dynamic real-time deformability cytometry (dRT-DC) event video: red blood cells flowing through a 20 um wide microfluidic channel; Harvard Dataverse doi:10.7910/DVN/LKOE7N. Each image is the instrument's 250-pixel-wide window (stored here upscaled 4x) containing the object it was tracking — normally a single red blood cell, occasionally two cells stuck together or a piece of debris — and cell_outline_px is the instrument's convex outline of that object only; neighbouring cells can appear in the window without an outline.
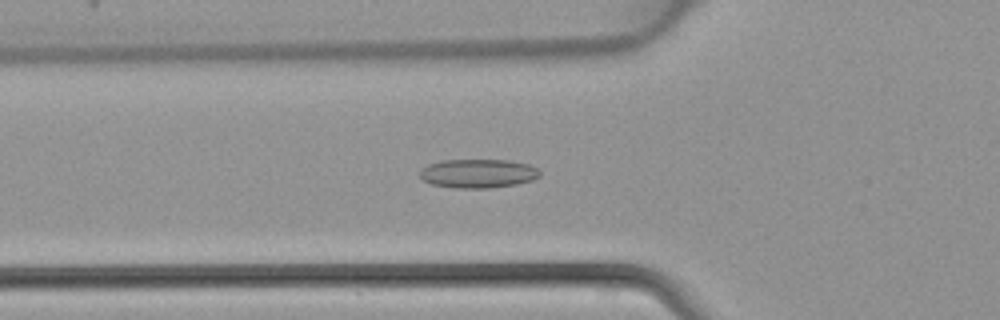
{"species": "common noctule bat (a hibernating species)", "species_latin": "Nyctalus noctula", "temperature_condition": "warm", "stored_images_in_passage": 45, "camera_frame_rate_fps": 3000, "um_per_image_px": 0.085, "animal": {"sex": "female", "body_mass_g": 22.7, "forearm_length_mm": 54.2}, "frame": {"image": 1, "passage_image": 16, "time_ms": 5.0, "image_size_px": [1000, 320], "cell_outline_px": [[540, 176], [532, 180], [516, 184], [488, 188], [456, 188], [432, 184], [420, 180], [420, 168], [428, 164], [440, 160], [508, 160], [528, 164], [536, 168], [540, 172]], "centroid_in_image_um": [40.59, 14.74], "position_along_channel_um": 85.2, "area_um2": 20.29}}
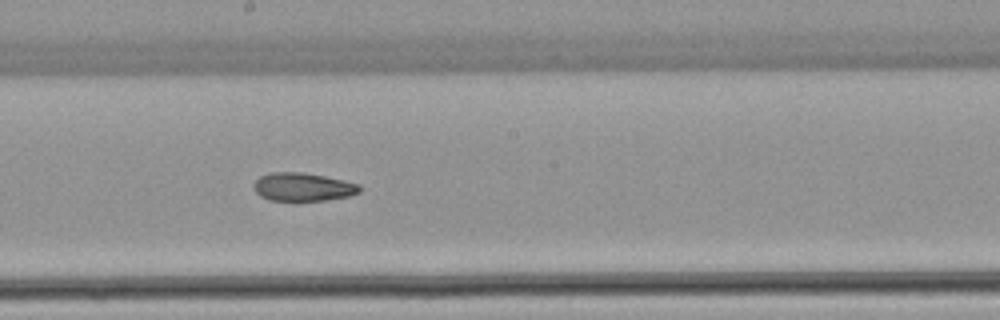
{"frame": {"image": 2, "passage_image": 25, "time_ms": 8.0, "image_size_px": [1000, 320], "cell_outline_px": [[360, 192], [348, 196], [324, 200], [268, 200], [260, 196], [256, 192], [256, 180], [260, 176], [268, 172], [300, 172], [324, 176], [344, 180], [360, 184]], "centroid_in_image_um": [25.76, 15.88], "position_along_channel_um": 222.4, "area_um2": 17.22}}
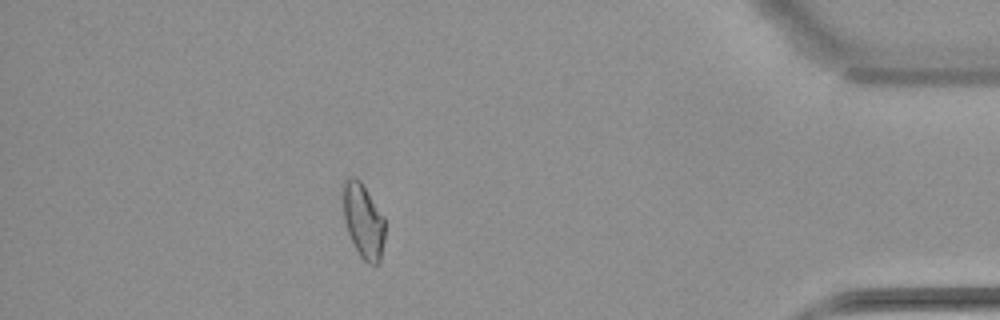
{"frame": {"image": 3, "passage_image": 40, "time_ms": 13.0, "image_size_px": [1000, 320], "cell_outline_px": [[384, 240], [380, 260], [376, 264], [368, 264], [360, 256], [348, 232], [344, 220], [340, 196], [340, 192], [344, 180], [352, 176], [356, 176], [360, 180], [384, 216]], "centroid_in_image_um": [30.83, 18.7], "position_along_channel_um": 404.4, "area_um2": 18.55}}